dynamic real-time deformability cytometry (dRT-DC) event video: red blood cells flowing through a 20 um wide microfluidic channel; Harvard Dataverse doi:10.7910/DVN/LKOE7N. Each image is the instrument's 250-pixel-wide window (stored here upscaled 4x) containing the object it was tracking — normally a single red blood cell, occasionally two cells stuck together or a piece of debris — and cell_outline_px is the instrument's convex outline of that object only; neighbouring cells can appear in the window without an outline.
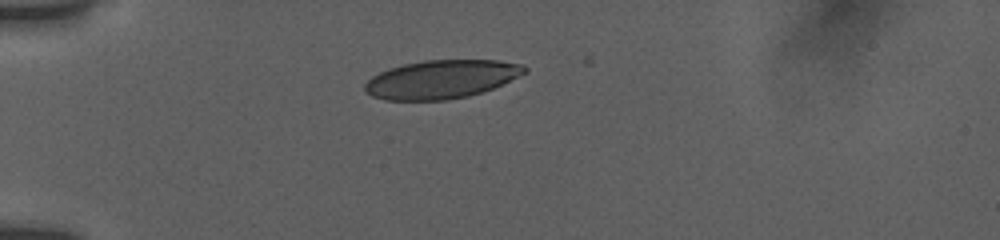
{"species": "human", "species_latin": "Homo sapiens", "temperature_condition": "room temperature", "stored_images_in_passage": 40, "camera_frame_rate_fps": 3000, "um_per_image_px": 0.085, "donor": {"sex": "female"}, "frame": {"image": 1, "passage_image": 1, "time_ms": 0.0, "image_size_px": [1000, 240], "cell_outline_px": [[528, 72], [492, 88], [468, 96], [444, 100], [384, 100], [372, 96], [364, 92], [364, 84], [372, 76], [388, 68], [404, 64], [424, 60], [496, 60], [524, 64], [528, 68]], "centroid_in_image_um": [37.5, 6.73], "position_along_channel_um": 47.5, "area_um2": 35.84}}
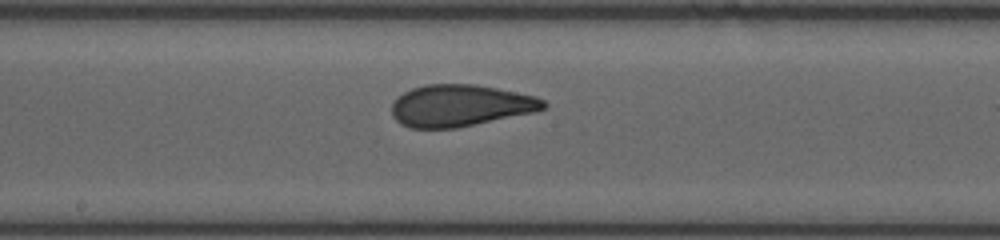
{"frame": {"image": 2, "passage_image": 16, "time_ms": 5.0, "image_size_px": [1000, 240], "cell_outline_px": [[548, 104], [544, 108], [536, 112], [456, 128], [408, 128], [400, 124], [392, 116], [392, 104], [396, 96], [412, 88], [428, 84], [476, 84], [536, 96], [544, 100]], "centroid_in_image_um": [39.11, 8.98], "position_along_channel_um": 209.1, "area_um2": 37.17}}
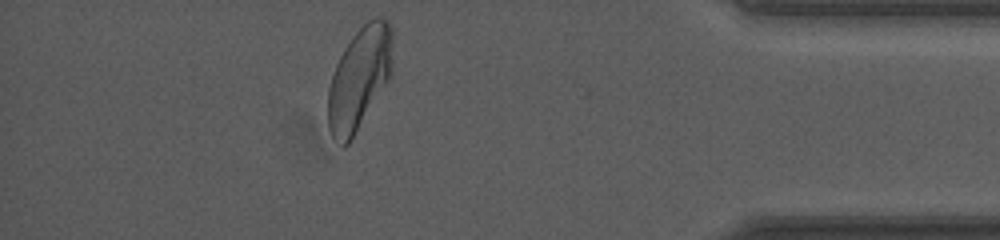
{"frame": {"image": 3, "passage_image": 34, "time_ms": 11.0, "image_size_px": [1000, 240], "cell_outline_px": [[392, 76], [352, 140], [344, 148], [332, 136], [328, 128], [328, 88], [336, 64], [344, 48], [352, 36], [372, 16], [380, 16], [388, 20], [392, 28]], "centroid_in_image_um": [30.57, 6.67], "position_along_channel_um": 404.6, "area_um2": 39.19}, "authors_computed_cell_mechanics": {"area_um2": 37.5989, "velocity_mm_per_s": 3.8258, "shape_relaxation_time_tau1_ms": 6.9401, "shape_relaxation_time_tau2_ms": 0.6149, "deformation_change_tau1": 0.2002, "deformation_change_tau2": 0.0618}}